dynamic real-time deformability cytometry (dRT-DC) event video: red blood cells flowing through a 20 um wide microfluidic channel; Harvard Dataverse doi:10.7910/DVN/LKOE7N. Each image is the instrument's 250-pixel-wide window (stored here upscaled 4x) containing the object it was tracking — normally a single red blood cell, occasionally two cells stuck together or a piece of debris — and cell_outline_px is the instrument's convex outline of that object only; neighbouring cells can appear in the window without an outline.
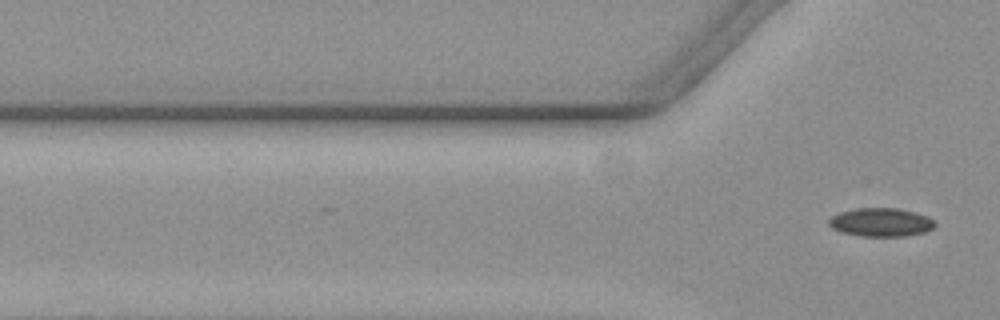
{"species": "common noctule bat (a hibernating species)", "species_latin": "Nyctalus noctula", "temperature_condition": "warm", "stored_images_in_passage": 5, "segment_of_instrument_passage": [2, 2], "camera_frame_rate_fps": 3000, "um_per_image_px": 0.085, "animal": {"sex": "female", "body_mass_g": 19.3, "forearm_length_mm": 54.1}, "frame": {"image": 1, "passage_image": 5, "time_ms": 1.333, "image_size_px": [1000, 320], "cell_outline_px": [[936, 224], [932, 228], [924, 232], [904, 236], [860, 236], [840, 232], [832, 228], [828, 224], [828, 220], [832, 216], [840, 212], [856, 208], [900, 208], [916, 212], [928, 216], [936, 220]], "centroid_in_image_um": [74.89, 18.88], "position_along_channel_um": 50.9, "area_um2": 17.8}}